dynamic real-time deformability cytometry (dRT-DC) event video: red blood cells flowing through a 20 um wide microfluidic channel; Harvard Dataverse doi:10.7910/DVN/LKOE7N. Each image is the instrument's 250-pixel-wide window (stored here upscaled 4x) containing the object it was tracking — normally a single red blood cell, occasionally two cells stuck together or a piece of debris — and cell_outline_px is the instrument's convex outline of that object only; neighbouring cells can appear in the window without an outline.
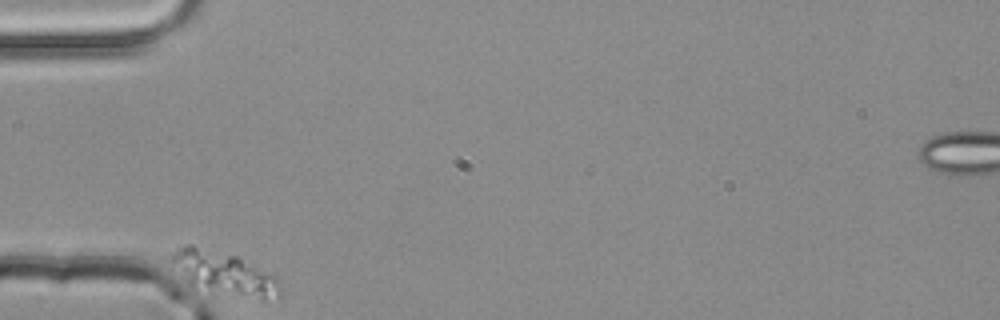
{"species": "common noctule bat (a hibernating species)", "species_latin": "Nyctalus noctula", "temperature_condition": "room temperature", "stored_images_in_passage": 4, "camera_frame_rate_fps": 3000, "um_per_image_px": 0.085, "animal": {"sex": "male", "body_mass_g": 20.4}, "frame": {"image": 1, "passage_image": 1, "time_ms": 0.0, "image_size_px": [1000, 320], "cell_outline_px": [[280, 296], [264, 304], [192, 288], [184, 280], [168, 256], [168, 252], [180, 244], [192, 244], [236, 256], [276, 276], [280, 280]], "centroid_in_image_um": [19.05, 23.3], "position_along_channel_um": 66.0, "area_um2": 29.02}}
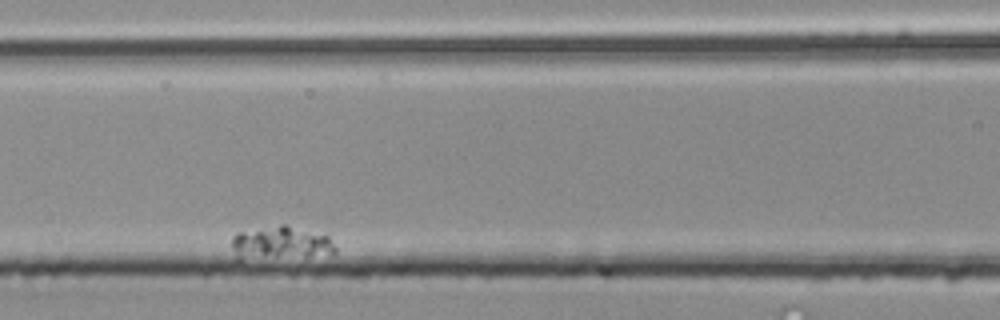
{"frame": {"image": 2, "passage_image": 3, "time_ms": 0.667, "image_size_px": [1000, 320], "cell_outline_px": [[336, 252], [240, 260], [236, 260], [232, 248], [232, 236], [236, 232], [280, 224], [284, 224], [328, 236], [336, 248]], "centroid_in_image_um": [23.72, 20.63], "position_along_channel_um": 142.9, "area_um2": 19.59}}
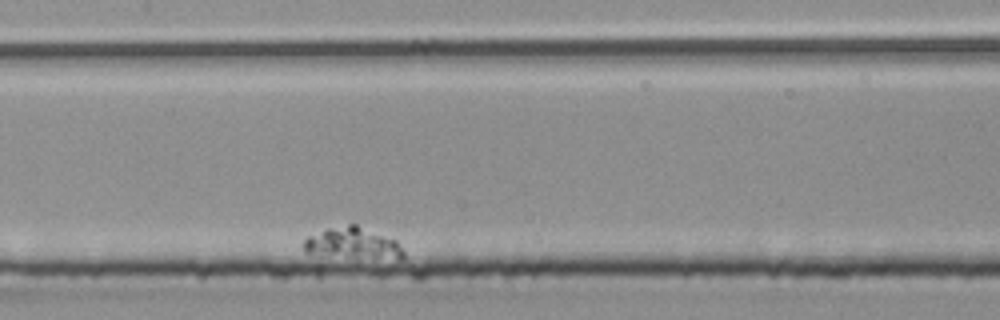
{"frame": {"image": 3, "passage_image": 4, "time_ms": 1.0, "image_size_px": [1000, 320], "cell_outline_px": [[404, 256], [320, 268], [316, 268], [304, 252], [304, 240], [308, 236], [328, 228], [348, 224], [356, 224], [396, 240], [404, 252]], "centroid_in_image_um": [29.69, 20.94], "position_along_channel_um": 177.7, "area_um2": 22.02}}